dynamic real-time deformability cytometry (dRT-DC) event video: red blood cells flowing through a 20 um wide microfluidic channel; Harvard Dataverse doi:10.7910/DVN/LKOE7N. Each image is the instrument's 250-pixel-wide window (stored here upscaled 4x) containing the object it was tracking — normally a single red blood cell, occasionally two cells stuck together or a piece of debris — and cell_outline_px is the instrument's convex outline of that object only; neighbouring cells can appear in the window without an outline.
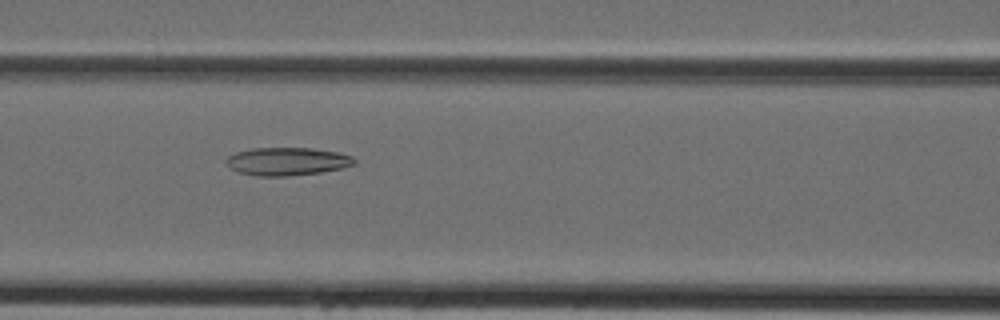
{"species": "Egyptian fruit bat (a non-hibernating species)", "species_latin": "Rousettus aegyptiacus", "temperature_condition": "cold", "stored_images_in_passage": 37, "camera_frame_rate_fps": 3000, "um_per_image_px": 0.085, "animal": {"sex": "female"}, "frame": {"image": 1, "passage_image": 12, "time_ms": 3.667, "image_size_px": [1000, 320], "cell_outline_px": [[356, 164], [340, 168], [320, 172], [288, 176], [256, 176], [240, 172], [228, 168], [224, 160], [228, 156], [236, 152], [252, 148], [312, 148], [340, 152], [352, 156], [356, 160]], "centroid_in_image_um": [24.39, 13.71], "position_along_channel_um": 142.2, "area_um2": 21.04}}
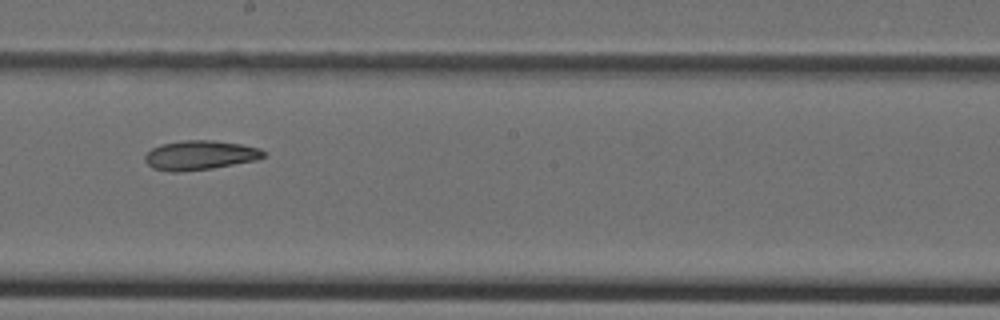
{"frame": {"image": 2, "passage_image": 18, "time_ms": 5.667, "image_size_px": [1000, 320], "cell_outline_px": [[264, 156], [256, 160], [212, 168], [180, 172], [168, 172], [152, 168], [144, 160], [144, 156], [152, 148], [160, 144], [184, 140], [212, 140], [240, 144], [260, 148], [264, 152]], "centroid_in_image_um": [16.95, 13.19], "position_along_channel_um": 231.2, "area_um2": 20.29}}
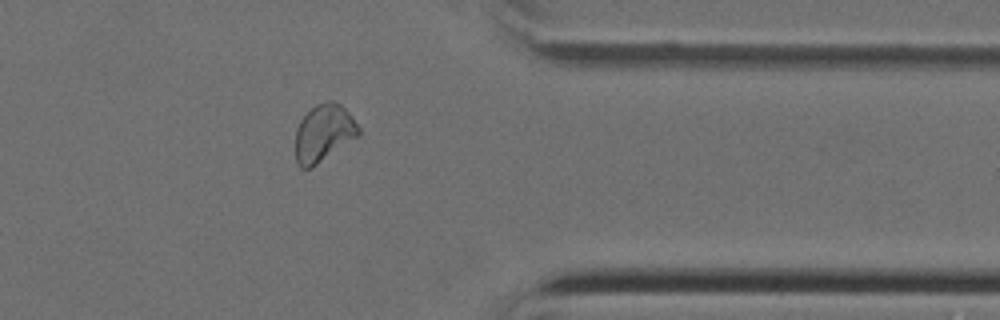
{"frame": {"image": 3, "passage_image": 29, "time_ms": 9.333, "image_size_px": [1000, 320], "cell_outline_px": [[360, 136], [312, 168], [300, 168], [296, 160], [296, 128], [300, 120], [316, 104], [328, 100], [332, 100], [340, 104], [352, 116], [360, 128]], "centroid_in_image_um": [27.53, 11.32], "position_along_channel_um": 383.9, "area_um2": 21.27}}